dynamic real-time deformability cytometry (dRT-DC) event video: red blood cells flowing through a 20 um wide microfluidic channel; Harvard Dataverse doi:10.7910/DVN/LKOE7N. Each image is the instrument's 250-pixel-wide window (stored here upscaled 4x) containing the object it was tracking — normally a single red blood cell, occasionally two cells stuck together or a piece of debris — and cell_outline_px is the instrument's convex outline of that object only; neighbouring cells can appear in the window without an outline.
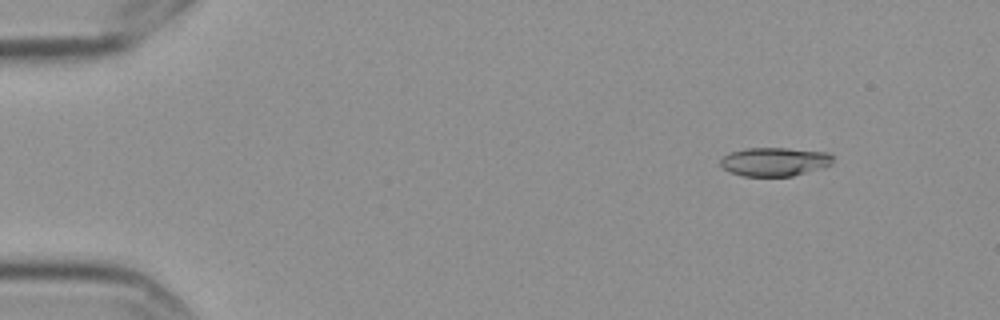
{"species": "Egyptian fruit bat (a non-hibernating species)", "species_latin": "Rousettus aegyptiacus", "temperature_condition": "cold", "stored_images_in_passage": 5, "camera_frame_rate_fps": 3000, "um_per_image_px": 0.085, "frame": {"image": 1, "passage_image": 2, "time_ms": 0.333, "image_size_px": [1000, 320], "cell_outline_px": [[832, 164], [820, 168], [792, 176], [744, 176], [728, 172], [720, 164], [720, 160], [724, 156], [732, 152], [744, 148], [788, 148], [828, 152], [832, 156]], "centroid_in_image_um": [65.82, 13.74], "position_along_channel_um": 19.2, "area_um2": 18.73}}
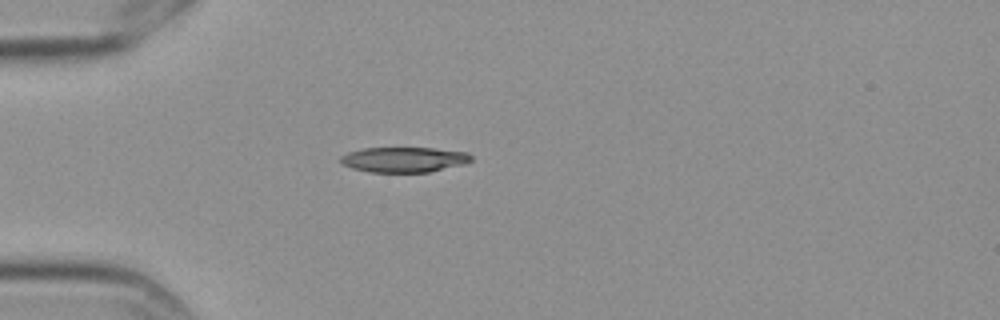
{"frame": {"image": 2, "passage_image": 5, "time_ms": 1.333, "image_size_px": [1000, 320], "cell_outline_px": [[472, 160], [464, 164], [428, 172], [368, 172], [352, 168], [340, 164], [340, 156], [348, 152], [364, 148], [432, 148], [468, 152], [472, 156]], "centroid_in_image_um": [34.31, 13.56], "position_along_channel_um": 50.7, "area_um2": 19.25}}